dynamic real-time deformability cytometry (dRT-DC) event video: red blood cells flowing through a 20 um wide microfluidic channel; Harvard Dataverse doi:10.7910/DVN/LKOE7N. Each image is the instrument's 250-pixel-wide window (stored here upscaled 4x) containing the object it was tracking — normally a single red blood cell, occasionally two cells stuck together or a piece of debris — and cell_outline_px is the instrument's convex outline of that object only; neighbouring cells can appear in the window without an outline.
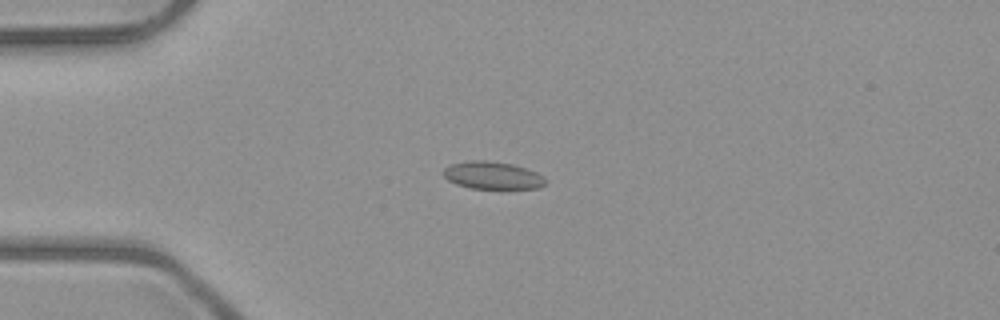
{"species": "common noctule bat (a hibernating species)", "species_latin": "Nyctalus noctula", "temperature_condition": "room temperature", "stored_images_in_passage": 4, "camera_frame_rate_fps": 3000, "um_per_image_px": 0.085, "animal": {"sex": "male", "body_mass_g": 23.1, "forearm_length_mm": 52.7}, "frame": {"image": 1, "passage_image": 3, "time_ms": 2.333, "image_size_px": [1000, 320], "cell_outline_px": [[548, 180], [540, 188], [468, 188], [456, 184], [448, 180], [444, 176], [444, 168], [452, 164], [472, 160], [484, 160], [512, 164], [536, 172], [544, 176]], "centroid_in_image_um": [41.88, 14.91], "position_along_channel_um": 43.1, "area_um2": 16.24}}